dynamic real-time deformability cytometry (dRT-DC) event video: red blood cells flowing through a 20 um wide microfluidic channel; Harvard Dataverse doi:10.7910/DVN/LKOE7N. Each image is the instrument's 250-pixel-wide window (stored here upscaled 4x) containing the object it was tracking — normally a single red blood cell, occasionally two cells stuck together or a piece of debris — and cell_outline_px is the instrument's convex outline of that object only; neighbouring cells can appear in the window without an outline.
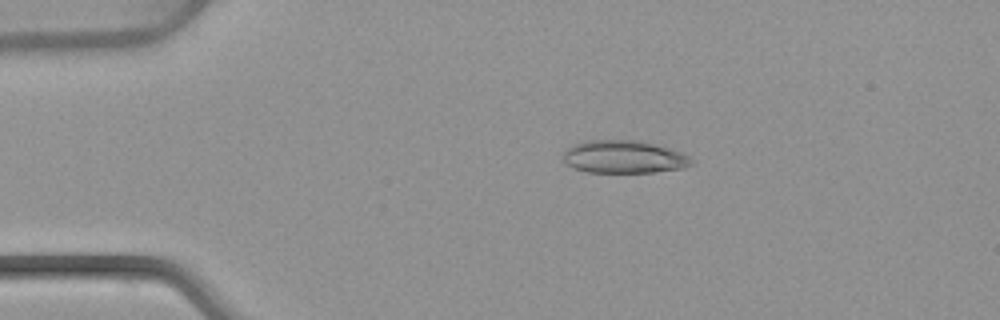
{"species": "common noctule bat (a hibernating species)", "species_latin": "Nyctalus noctula", "temperature_condition": "warm", "stored_images_in_passage": 5, "camera_frame_rate_fps": 3000, "um_per_image_px": 0.085, "animal": {"sex": "female", "body_mass_g": 22.7, "forearm_length_mm": 54.2}, "frame": {"image": 1, "passage_image": 3, "time_ms": 2.667, "image_size_px": [1000, 320], "cell_outline_px": [[692, 164], [684, 168], [656, 172], [588, 172], [572, 168], [564, 160], [564, 148], [572, 144], [584, 140], [640, 140], [684, 152], [692, 160]], "centroid_in_image_um": [53.02, 13.32], "position_along_channel_um": 32.0, "area_um2": 24.8}}